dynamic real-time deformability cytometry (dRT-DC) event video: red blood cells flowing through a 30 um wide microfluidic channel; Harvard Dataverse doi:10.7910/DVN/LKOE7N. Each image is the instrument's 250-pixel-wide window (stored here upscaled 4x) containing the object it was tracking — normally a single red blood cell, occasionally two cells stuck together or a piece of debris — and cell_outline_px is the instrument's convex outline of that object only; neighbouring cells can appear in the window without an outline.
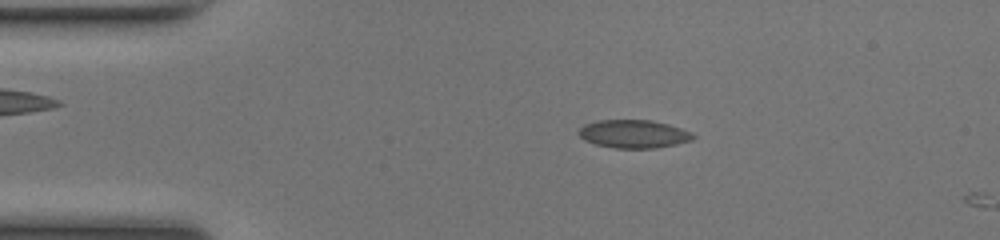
{"species": "common noctule bat (a hibernating species)", "species_latin": "Nyctalus noctula", "temperature_condition": "room temperature", "stored_images_in_passage": 9, "camera_frame_rate_fps": 3000, "um_per_image_px": 0.085, "animal": {"sex": "female", "body_mass_g": 17.0, "forearm_length_mm": 48.0}, "frame": {"image": 1, "passage_image": 8, "time_ms": 2.333, "image_size_px": [1000, 240], "cell_outline_px": [[696, 136], [692, 140], [676, 144], [656, 148], [616, 148], [596, 144], [584, 140], [576, 132], [584, 124], [600, 120], [652, 120], [668, 124], [692, 132]], "centroid_in_image_um": [53.86, 11.38], "position_along_channel_um": 31.1, "area_um2": 18.79}}